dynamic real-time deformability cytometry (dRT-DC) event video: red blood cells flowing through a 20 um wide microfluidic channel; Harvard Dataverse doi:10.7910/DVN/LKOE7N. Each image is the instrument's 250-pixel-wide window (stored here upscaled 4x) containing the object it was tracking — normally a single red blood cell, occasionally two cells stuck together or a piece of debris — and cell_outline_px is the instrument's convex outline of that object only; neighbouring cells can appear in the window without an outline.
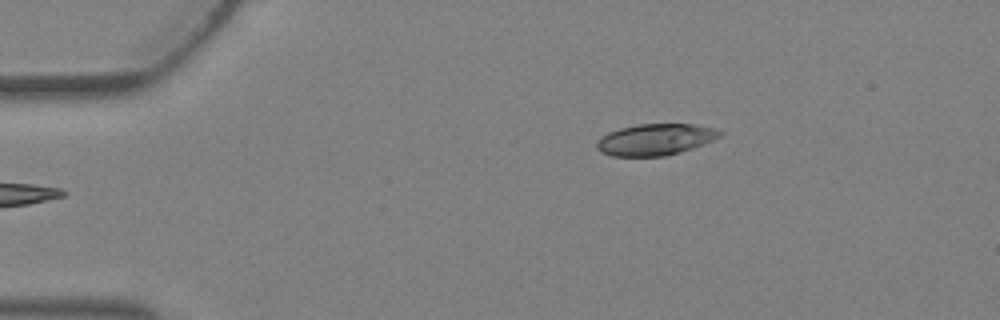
{"species": "Egyptian fruit bat (a non-hibernating species)", "species_latin": "Rousettus aegyptiacus", "temperature_condition": "warm", "stored_images_in_passage": 5, "camera_frame_rate_fps": 3000, "um_per_image_px": 0.085, "animal": {"sex": "female"}, "frame": {"image": 1, "passage_image": 5, "time_ms": 1.333, "image_size_px": [1000, 320], "cell_outline_px": [[724, 132], [720, 136], [712, 140], [692, 148], [680, 152], [664, 156], [612, 156], [600, 152], [596, 148], [596, 140], [600, 136], [608, 132], [620, 128], [636, 124], [696, 124], [716, 128]], "centroid_in_image_um": [55.67, 11.85], "position_along_channel_um": 29.3, "area_um2": 22.72}}